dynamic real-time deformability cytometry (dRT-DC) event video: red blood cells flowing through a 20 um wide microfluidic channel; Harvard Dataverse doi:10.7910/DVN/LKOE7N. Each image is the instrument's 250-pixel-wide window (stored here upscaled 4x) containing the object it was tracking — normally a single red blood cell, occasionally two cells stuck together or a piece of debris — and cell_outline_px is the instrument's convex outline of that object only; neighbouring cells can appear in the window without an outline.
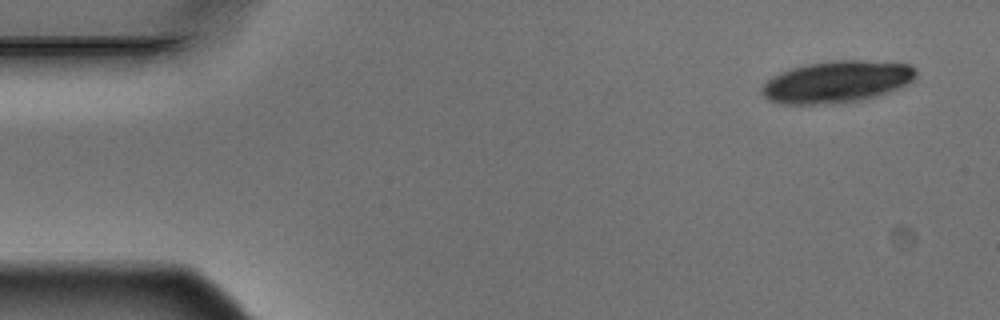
{"species": "Egyptian fruit bat (a non-hibernating species)", "species_latin": "Rousettus aegyptiacus", "temperature_condition": "warm", "stored_images_in_passage": 7, "camera_frame_rate_fps": 3000, "um_per_image_px": 0.085, "animal": {"sex": "male"}, "frame": {"image": 1, "passage_image": 1, "time_ms": 0.0, "image_size_px": [1000, 320], "cell_outline_px": [[916, 76], [908, 84], [900, 88], [876, 96], [860, 100], [832, 104], [780, 104], [768, 100], [764, 96], [760, 88], [772, 76], [780, 72], [792, 68], [808, 64], [832, 60], [860, 60], [908, 64], [916, 68]], "centroid_in_image_um": [71.12, 6.96], "position_along_channel_um": 13.9, "area_um2": 37.63}}
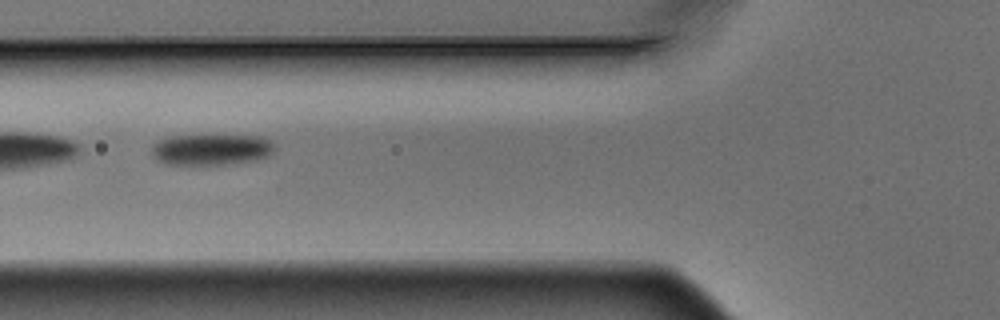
{"frame": {"image": 2, "passage_image": 6, "time_ms": 1.667, "image_size_px": [1000, 320], "cell_outline_px": [[276, 144], [272, 152], [268, 156], [256, 160], [224, 164], [164, 164], [156, 160], [152, 152], [152, 144], [160, 140], [172, 136], [264, 136]], "centroid_in_image_um": [17.98, 12.71], "position_along_channel_um": 107.8, "area_um2": 22.14}}